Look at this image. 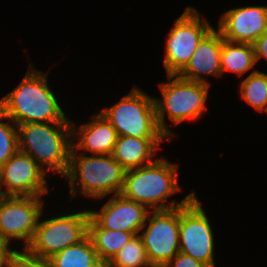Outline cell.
<instances>
[{
    "label": "cell",
    "instance_id": "6da1fadb",
    "mask_svg": "<svg viewBox=\"0 0 267 267\" xmlns=\"http://www.w3.org/2000/svg\"><path fill=\"white\" fill-rule=\"evenodd\" d=\"M29 71L20 84L0 99V112L17 126L24 123H72L49 88L47 73Z\"/></svg>",
    "mask_w": 267,
    "mask_h": 267
},
{
    "label": "cell",
    "instance_id": "7a4b0ae2",
    "mask_svg": "<svg viewBox=\"0 0 267 267\" xmlns=\"http://www.w3.org/2000/svg\"><path fill=\"white\" fill-rule=\"evenodd\" d=\"M177 164L165 158L146 166L127 170L121 194L146 206L150 211L168 210L185 205L195 192L189 193L180 202L167 205V198L181 190L177 181Z\"/></svg>",
    "mask_w": 267,
    "mask_h": 267
},
{
    "label": "cell",
    "instance_id": "3957f363",
    "mask_svg": "<svg viewBox=\"0 0 267 267\" xmlns=\"http://www.w3.org/2000/svg\"><path fill=\"white\" fill-rule=\"evenodd\" d=\"M17 130L18 150L30 155L46 173L66 175L73 147L72 123H24Z\"/></svg>",
    "mask_w": 267,
    "mask_h": 267
},
{
    "label": "cell",
    "instance_id": "277c9868",
    "mask_svg": "<svg viewBox=\"0 0 267 267\" xmlns=\"http://www.w3.org/2000/svg\"><path fill=\"white\" fill-rule=\"evenodd\" d=\"M77 151L72 147L68 171L64 176L69 182L71 198L78 192L96 199L111 193L121 194L126 170L111 154L85 156Z\"/></svg>",
    "mask_w": 267,
    "mask_h": 267
},
{
    "label": "cell",
    "instance_id": "5b68a950",
    "mask_svg": "<svg viewBox=\"0 0 267 267\" xmlns=\"http://www.w3.org/2000/svg\"><path fill=\"white\" fill-rule=\"evenodd\" d=\"M168 81L159 84L162 99L154 97L156 118L161 131L169 140L174 135L165 123V116L176 126L186 120H196L206 108L210 84L194 82L179 75H167Z\"/></svg>",
    "mask_w": 267,
    "mask_h": 267
},
{
    "label": "cell",
    "instance_id": "8992f818",
    "mask_svg": "<svg viewBox=\"0 0 267 267\" xmlns=\"http://www.w3.org/2000/svg\"><path fill=\"white\" fill-rule=\"evenodd\" d=\"M100 113L115 128L118 136L166 138L157 122L154 97L137 87Z\"/></svg>",
    "mask_w": 267,
    "mask_h": 267
},
{
    "label": "cell",
    "instance_id": "52a82bcc",
    "mask_svg": "<svg viewBox=\"0 0 267 267\" xmlns=\"http://www.w3.org/2000/svg\"><path fill=\"white\" fill-rule=\"evenodd\" d=\"M90 211L83 210L38 221L34 236L24 251L34 258L48 260L88 235Z\"/></svg>",
    "mask_w": 267,
    "mask_h": 267
},
{
    "label": "cell",
    "instance_id": "ba28073f",
    "mask_svg": "<svg viewBox=\"0 0 267 267\" xmlns=\"http://www.w3.org/2000/svg\"><path fill=\"white\" fill-rule=\"evenodd\" d=\"M200 16L195 8L189 6L175 19L166 37L163 63L167 75H178L190 61L200 41L214 28Z\"/></svg>",
    "mask_w": 267,
    "mask_h": 267
},
{
    "label": "cell",
    "instance_id": "9c48e42d",
    "mask_svg": "<svg viewBox=\"0 0 267 267\" xmlns=\"http://www.w3.org/2000/svg\"><path fill=\"white\" fill-rule=\"evenodd\" d=\"M142 230L139 236L149 263L164 267L180 251L179 207L150 211Z\"/></svg>",
    "mask_w": 267,
    "mask_h": 267
},
{
    "label": "cell",
    "instance_id": "30bf717a",
    "mask_svg": "<svg viewBox=\"0 0 267 267\" xmlns=\"http://www.w3.org/2000/svg\"><path fill=\"white\" fill-rule=\"evenodd\" d=\"M179 229L180 252L215 267L213 230L196 194L179 207Z\"/></svg>",
    "mask_w": 267,
    "mask_h": 267
},
{
    "label": "cell",
    "instance_id": "8fae6325",
    "mask_svg": "<svg viewBox=\"0 0 267 267\" xmlns=\"http://www.w3.org/2000/svg\"><path fill=\"white\" fill-rule=\"evenodd\" d=\"M44 200L37 196H0V237L31 242L43 214Z\"/></svg>",
    "mask_w": 267,
    "mask_h": 267
},
{
    "label": "cell",
    "instance_id": "7c38bea8",
    "mask_svg": "<svg viewBox=\"0 0 267 267\" xmlns=\"http://www.w3.org/2000/svg\"><path fill=\"white\" fill-rule=\"evenodd\" d=\"M46 172L28 154L18 150L0 167V196H37L46 194Z\"/></svg>",
    "mask_w": 267,
    "mask_h": 267
},
{
    "label": "cell",
    "instance_id": "4fadbf2b",
    "mask_svg": "<svg viewBox=\"0 0 267 267\" xmlns=\"http://www.w3.org/2000/svg\"><path fill=\"white\" fill-rule=\"evenodd\" d=\"M90 216L104 229L125 231L138 235L146 223L150 210L122 194L113 195L99 211Z\"/></svg>",
    "mask_w": 267,
    "mask_h": 267
},
{
    "label": "cell",
    "instance_id": "5bb4252c",
    "mask_svg": "<svg viewBox=\"0 0 267 267\" xmlns=\"http://www.w3.org/2000/svg\"><path fill=\"white\" fill-rule=\"evenodd\" d=\"M218 30L226 41L253 44L267 31V6L229 9L221 15Z\"/></svg>",
    "mask_w": 267,
    "mask_h": 267
},
{
    "label": "cell",
    "instance_id": "9a60e30c",
    "mask_svg": "<svg viewBox=\"0 0 267 267\" xmlns=\"http://www.w3.org/2000/svg\"><path fill=\"white\" fill-rule=\"evenodd\" d=\"M223 36L214 28L200 41L186 67L178 74L180 77L209 84L205 77L221 76V49Z\"/></svg>",
    "mask_w": 267,
    "mask_h": 267
},
{
    "label": "cell",
    "instance_id": "2e32d148",
    "mask_svg": "<svg viewBox=\"0 0 267 267\" xmlns=\"http://www.w3.org/2000/svg\"><path fill=\"white\" fill-rule=\"evenodd\" d=\"M91 118L89 123L82 124L78 128L72 121L73 148L89 151L94 155L112 154L118 139L117 131L100 112L93 114Z\"/></svg>",
    "mask_w": 267,
    "mask_h": 267
},
{
    "label": "cell",
    "instance_id": "e0dca14e",
    "mask_svg": "<svg viewBox=\"0 0 267 267\" xmlns=\"http://www.w3.org/2000/svg\"><path fill=\"white\" fill-rule=\"evenodd\" d=\"M164 139L118 136L111 155L126 171L146 166L156 160L154 155Z\"/></svg>",
    "mask_w": 267,
    "mask_h": 267
},
{
    "label": "cell",
    "instance_id": "ac0fdd59",
    "mask_svg": "<svg viewBox=\"0 0 267 267\" xmlns=\"http://www.w3.org/2000/svg\"><path fill=\"white\" fill-rule=\"evenodd\" d=\"M88 236L100 260L107 265L113 257L135 236L134 233L102 228L91 216L88 221Z\"/></svg>",
    "mask_w": 267,
    "mask_h": 267
},
{
    "label": "cell",
    "instance_id": "d6986e66",
    "mask_svg": "<svg viewBox=\"0 0 267 267\" xmlns=\"http://www.w3.org/2000/svg\"><path fill=\"white\" fill-rule=\"evenodd\" d=\"M51 267H104L92 240L87 235L79 243L71 245L48 259Z\"/></svg>",
    "mask_w": 267,
    "mask_h": 267
},
{
    "label": "cell",
    "instance_id": "ffe728a7",
    "mask_svg": "<svg viewBox=\"0 0 267 267\" xmlns=\"http://www.w3.org/2000/svg\"><path fill=\"white\" fill-rule=\"evenodd\" d=\"M256 65L253 44L223 40L221 49V69L242 76Z\"/></svg>",
    "mask_w": 267,
    "mask_h": 267
},
{
    "label": "cell",
    "instance_id": "44dd1931",
    "mask_svg": "<svg viewBox=\"0 0 267 267\" xmlns=\"http://www.w3.org/2000/svg\"><path fill=\"white\" fill-rule=\"evenodd\" d=\"M241 98L251 105L256 111L267 114V74L253 70L241 82Z\"/></svg>",
    "mask_w": 267,
    "mask_h": 267
},
{
    "label": "cell",
    "instance_id": "7402d4cb",
    "mask_svg": "<svg viewBox=\"0 0 267 267\" xmlns=\"http://www.w3.org/2000/svg\"><path fill=\"white\" fill-rule=\"evenodd\" d=\"M108 267H152L141 237L135 235L107 264Z\"/></svg>",
    "mask_w": 267,
    "mask_h": 267
},
{
    "label": "cell",
    "instance_id": "603a6c76",
    "mask_svg": "<svg viewBox=\"0 0 267 267\" xmlns=\"http://www.w3.org/2000/svg\"><path fill=\"white\" fill-rule=\"evenodd\" d=\"M5 119L8 122H3ZM18 151L17 125L0 112V167Z\"/></svg>",
    "mask_w": 267,
    "mask_h": 267
},
{
    "label": "cell",
    "instance_id": "cb8c5ba5",
    "mask_svg": "<svg viewBox=\"0 0 267 267\" xmlns=\"http://www.w3.org/2000/svg\"><path fill=\"white\" fill-rule=\"evenodd\" d=\"M9 267H51L48 260L29 256L24 250L17 251L11 258Z\"/></svg>",
    "mask_w": 267,
    "mask_h": 267
},
{
    "label": "cell",
    "instance_id": "d4e9b609",
    "mask_svg": "<svg viewBox=\"0 0 267 267\" xmlns=\"http://www.w3.org/2000/svg\"><path fill=\"white\" fill-rule=\"evenodd\" d=\"M164 267H213L200 262L186 255L182 252H178L171 261H169Z\"/></svg>",
    "mask_w": 267,
    "mask_h": 267
},
{
    "label": "cell",
    "instance_id": "484cf974",
    "mask_svg": "<svg viewBox=\"0 0 267 267\" xmlns=\"http://www.w3.org/2000/svg\"><path fill=\"white\" fill-rule=\"evenodd\" d=\"M9 242L2 237H0V267H9L12 256L18 250H11Z\"/></svg>",
    "mask_w": 267,
    "mask_h": 267
},
{
    "label": "cell",
    "instance_id": "4316f807",
    "mask_svg": "<svg viewBox=\"0 0 267 267\" xmlns=\"http://www.w3.org/2000/svg\"><path fill=\"white\" fill-rule=\"evenodd\" d=\"M254 54L256 64L261 58L267 60V31L264 32L254 43Z\"/></svg>",
    "mask_w": 267,
    "mask_h": 267
}]
</instances>
